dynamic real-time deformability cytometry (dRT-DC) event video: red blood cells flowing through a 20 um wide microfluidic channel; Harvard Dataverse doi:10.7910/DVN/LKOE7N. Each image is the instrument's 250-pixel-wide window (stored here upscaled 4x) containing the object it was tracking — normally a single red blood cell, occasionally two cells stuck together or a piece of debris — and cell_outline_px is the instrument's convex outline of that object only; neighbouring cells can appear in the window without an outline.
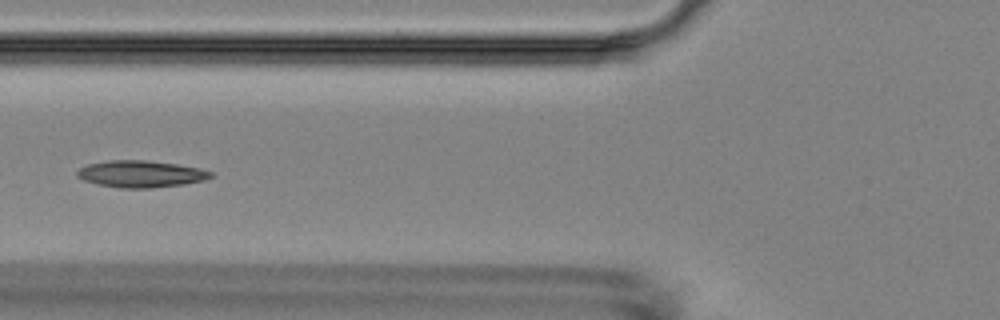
{"species": "Egyptian fruit bat (a non-hibernating species)", "species_latin": "Rousettus aegyptiacus", "temperature_condition": "room temperature", "stored_images_in_passage": 6, "camera_frame_rate_fps": 3000, "um_per_image_px": 0.085, "animal": {"sex": "female"}, "frame": {"image": 1, "passage_image": 6, "time_ms": 6.0, "image_size_px": [1000, 320], "cell_outline_px": [[212, 176], [204, 180], [184, 184], [152, 188], [120, 188], [100, 184], [84, 180], [76, 176], [76, 172], [80, 168], [88, 164], [108, 160], [148, 160], [176, 164], [200, 168], [212, 172]], "centroid_in_image_um": [11.97, 14.78], "position_along_channel_um": 113.8, "area_um2": 20.81}}